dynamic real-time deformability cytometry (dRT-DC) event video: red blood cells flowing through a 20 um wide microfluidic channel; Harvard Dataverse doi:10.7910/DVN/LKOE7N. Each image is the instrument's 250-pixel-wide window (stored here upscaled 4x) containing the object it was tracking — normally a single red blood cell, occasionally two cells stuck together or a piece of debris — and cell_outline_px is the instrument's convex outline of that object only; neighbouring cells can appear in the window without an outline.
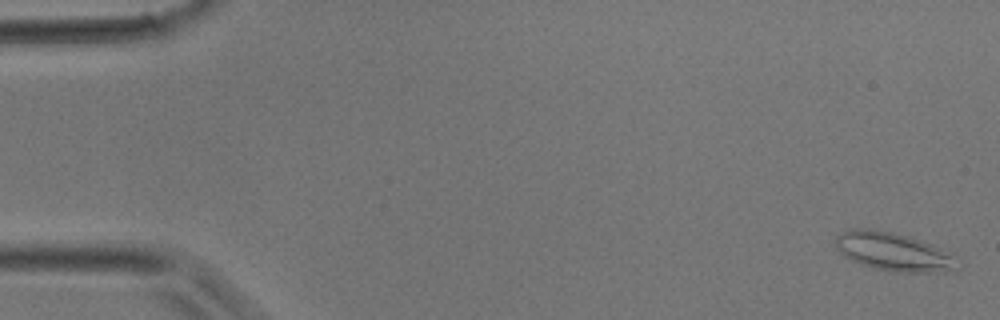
{"species": "common noctule bat (a hibernating species)", "species_latin": "Nyctalus noctula", "temperature_condition": "room temperature", "stored_images_in_passage": 40, "camera_frame_rate_fps": 3000, "um_per_image_px": 0.085, "animal": {"sex": "male", "body_mass_g": 17.9}, "frame": {"image": 1, "passage_image": 1, "time_ms": 0.0, "image_size_px": [1000, 320], "cell_outline_px": [[960, 268], [956, 272], [896, 272], [876, 268], [860, 264], [844, 256], [836, 248], [832, 240], [836, 236], [848, 228], [872, 228], [892, 232], [908, 236], [932, 244], [956, 256], [960, 260]], "centroid_in_image_um": [75.98, 21.4], "position_along_channel_um": 9.0, "area_um2": 27.92}}
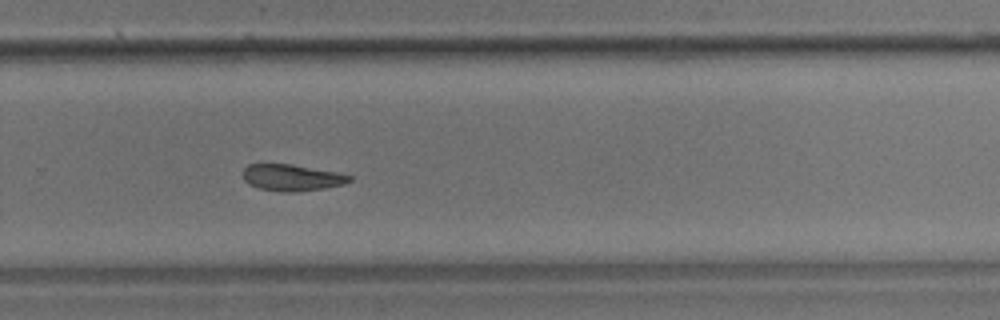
{"frame": {"image": 2, "passage_image": 27, "time_ms": 8.667, "image_size_px": [1000, 320], "cell_outline_px": [[352, 180], [344, 184], [324, 188], [292, 192], [280, 192], [260, 188], [248, 184], [244, 180], [240, 172], [248, 164], [292, 164], [336, 172], [352, 176]], "centroid_in_image_um": [24.76, 15.09], "position_along_channel_um": 305.0, "area_um2": 16.53}}
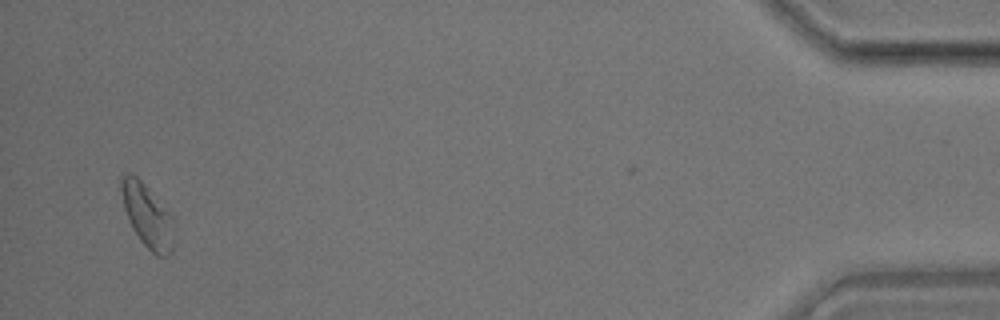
{"frame": {"image": 3, "passage_image": 39, "time_ms": 12.667, "image_size_px": [1000, 320], "cell_outline_px": [[172, 252], [168, 256], [156, 256], [140, 240], [132, 228], [128, 220], [124, 208], [120, 188], [120, 176], [136, 176], [144, 184], [172, 216]], "centroid_in_image_um": [12.5, 18.37], "position_along_channel_um": 422.7, "area_um2": 18.9}}